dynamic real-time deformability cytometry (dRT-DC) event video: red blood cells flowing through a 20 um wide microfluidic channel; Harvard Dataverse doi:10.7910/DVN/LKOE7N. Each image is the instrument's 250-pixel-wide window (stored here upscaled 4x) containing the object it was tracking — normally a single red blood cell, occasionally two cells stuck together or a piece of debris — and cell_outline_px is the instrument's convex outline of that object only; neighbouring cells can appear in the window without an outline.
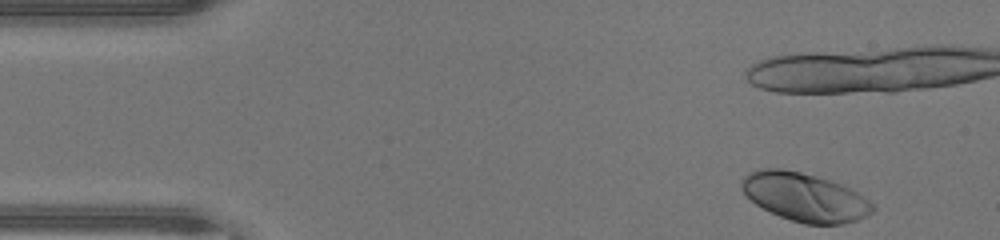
{"species": "human", "species_latin": "Homo sapiens", "temperature_condition": "warm", "stored_images_in_passage": 10, "camera_frame_rate_fps": 3000, "um_per_image_px": 0.085, "donor": {"sex": "male"}, "frame": {"image": 1, "passage_image": 1, "time_ms": 0.0, "image_size_px": [1000, 240], "cell_outline_px": [[876, 208], [868, 216], [844, 224], [804, 224], [780, 216], [756, 204], [740, 188], [740, 180], [748, 172], [760, 168], [780, 168], [800, 172], [816, 176], [840, 184], [856, 192], [868, 200]], "centroid_in_image_um": [68.38, 16.75], "position_along_channel_um": 16.6, "area_um2": 36.76}}